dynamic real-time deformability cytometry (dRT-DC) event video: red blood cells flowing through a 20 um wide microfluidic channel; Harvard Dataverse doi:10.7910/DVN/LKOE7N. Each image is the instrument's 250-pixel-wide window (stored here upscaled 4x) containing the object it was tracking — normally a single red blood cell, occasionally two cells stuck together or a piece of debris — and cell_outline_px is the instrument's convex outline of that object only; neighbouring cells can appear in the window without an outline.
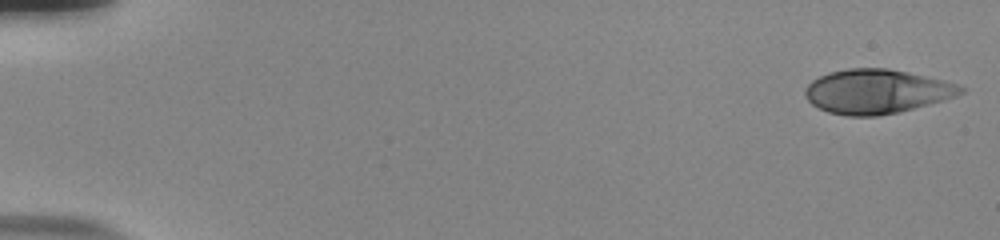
{"species": "human", "species_latin": "Homo sapiens", "temperature_condition": "room temperature", "stored_images_in_passage": 53, "camera_frame_rate_fps": 3000, "um_per_image_px": 0.085, "donor": {"sex": "male"}, "frame": {"image": 1, "passage_image": 1, "time_ms": 0.0, "image_size_px": [1000, 240], "cell_outline_px": [[964, 92], [956, 96], [900, 112], [876, 116], [848, 116], [828, 112], [812, 104], [804, 96], [804, 88], [812, 80], [828, 72], [848, 68], [888, 68], [908, 72], [944, 80], [956, 84], [964, 88]], "centroid_in_image_um": [74.48, 7.77], "position_along_channel_um": 10.5, "area_um2": 40.11}}
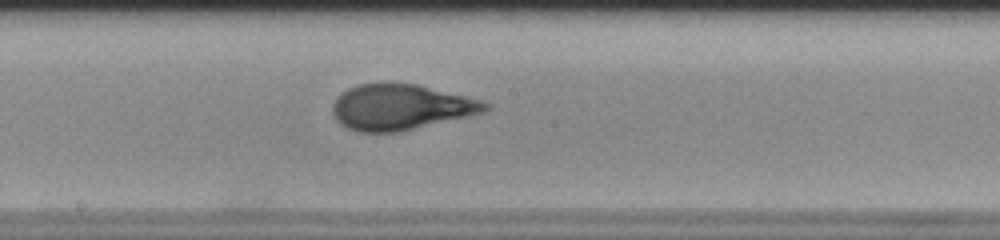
{"frame": {"image": 2, "passage_image": 30, "time_ms": 9.667, "image_size_px": [1000, 240], "cell_outline_px": [[488, 108], [484, 112], [400, 132], [360, 132], [348, 128], [340, 124], [336, 120], [332, 112], [332, 104], [348, 88], [356, 84], [416, 84], [480, 100], [488, 104]], "centroid_in_image_um": [34.02, 9.12], "position_along_channel_um": 214.2, "area_um2": 39.88}}
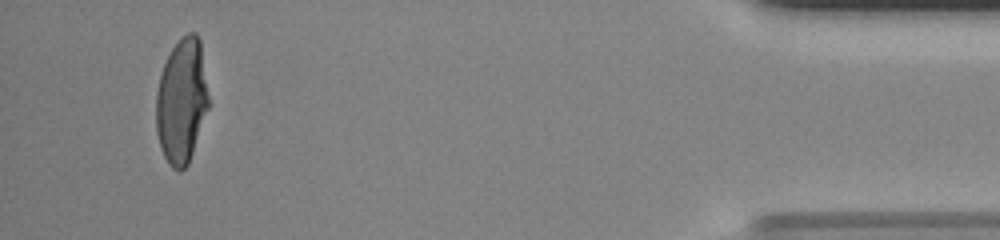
{"frame": {"image": 3, "passage_image": 51, "time_ms": 16.667, "image_size_px": [1000, 240], "cell_outline_px": [[208, 108], [188, 164], [180, 172], [172, 168], [168, 164], [160, 148], [156, 132], [156, 92], [160, 76], [164, 64], [172, 48], [188, 32], [196, 32], [200, 40], [208, 96]], "centroid_in_image_um": [15.42, 8.62], "position_along_channel_um": 419.8, "area_um2": 37.92}, "authors_computed_cell_mechanics": {"area_um2": 39.5352, "velocity_mm_per_s": 3.8451, "shape_relaxation_time_tau1_ms": 5.2742, "shape_relaxation_time_tau2_ms": null, "deformation_change_tau1": 0.2521, "deformation_change_tau2": null}}